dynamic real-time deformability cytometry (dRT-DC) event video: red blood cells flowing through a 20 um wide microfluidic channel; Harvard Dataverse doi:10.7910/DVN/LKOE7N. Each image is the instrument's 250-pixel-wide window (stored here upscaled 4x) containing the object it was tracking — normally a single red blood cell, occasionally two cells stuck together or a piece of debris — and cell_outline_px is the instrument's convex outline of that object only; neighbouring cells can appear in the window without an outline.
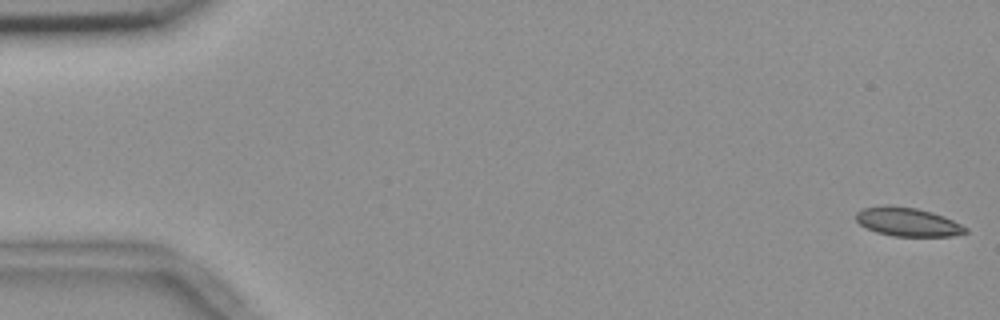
{"species": "common noctule bat (a hibernating species)", "species_latin": "Nyctalus noctula", "temperature_condition": "room temperature", "stored_images_in_passage": 14, "camera_frame_rate_fps": 3000, "um_per_image_px": 0.085, "animal": {"sex": "female", "body_mass_g": 18.4}, "frame": {"image": 1, "passage_image": 1, "time_ms": 0.0, "image_size_px": [1000, 320], "cell_outline_px": [[968, 232], [952, 236], [892, 236], [876, 232], [860, 224], [856, 220], [856, 212], [864, 208], [884, 204], [916, 208], [932, 212], [944, 216], [968, 228]], "centroid_in_image_um": [77.14, 18.86], "position_along_channel_um": 7.9, "area_um2": 18.32}}